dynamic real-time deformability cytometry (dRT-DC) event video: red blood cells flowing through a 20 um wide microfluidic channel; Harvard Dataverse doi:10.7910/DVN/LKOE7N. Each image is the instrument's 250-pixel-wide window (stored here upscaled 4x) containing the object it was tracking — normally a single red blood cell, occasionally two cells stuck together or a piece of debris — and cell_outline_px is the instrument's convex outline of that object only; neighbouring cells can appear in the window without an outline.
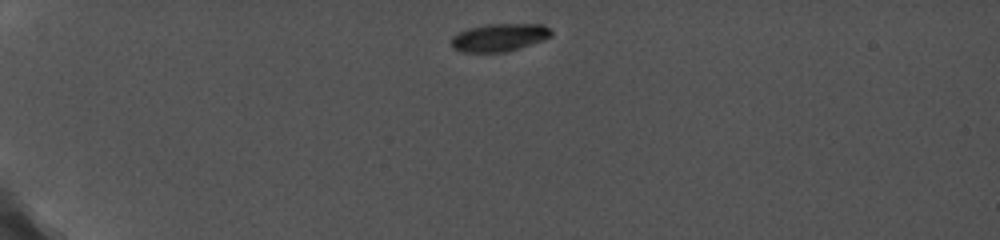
{"species": "common noctule bat (a hibernating species)", "species_latin": "Nyctalus noctula", "temperature_condition": "cold", "stored_images_in_passage": 12, "camera_frame_rate_fps": 5000, "um_per_image_px": 0.085, "animal": {"sex": "female", "body_mass_g": 19.0, "forearm_length_mm": 56.7}, "frame": {"image": 1, "passage_image": 1, "time_ms": 0.0, "image_size_px": [1000, 240], "cell_outline_px": [[552, 36], [544, 40], [504, 52], [460, 52], [452, 48], [452, 36], [468, 28], [488, 24], [544, 24], [552, 32]], "centroid_in_image_um": [42.44, 3.18], "position_along_channel_um": 42.6, "area_um2": 16.13}}
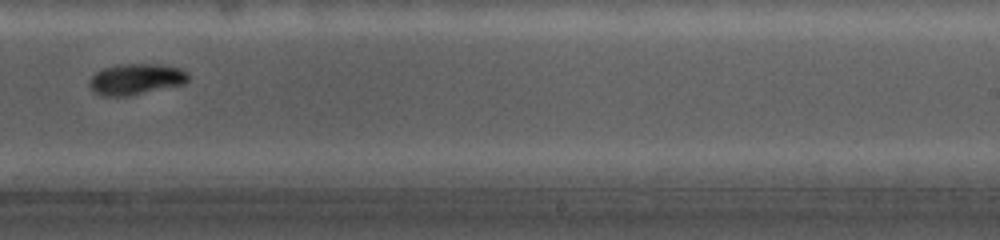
{"frame": {"image": 2, "passage_image": 10, "time_ms": 7.8, "image_size_px": [1000, 240], "cell_outline_px": [[188, 80], [184, 84], [128, 96], [100, 96], [92, 92], [88, 84], [88, 80], [96, 72], [104, 68], [120, 64], [160, 64], [180, 68], [188, 72]], "centroid_in_image_um": [11.52, 6.73], "position_along_channel_um": 277.5, "area_um2": 18.03}}
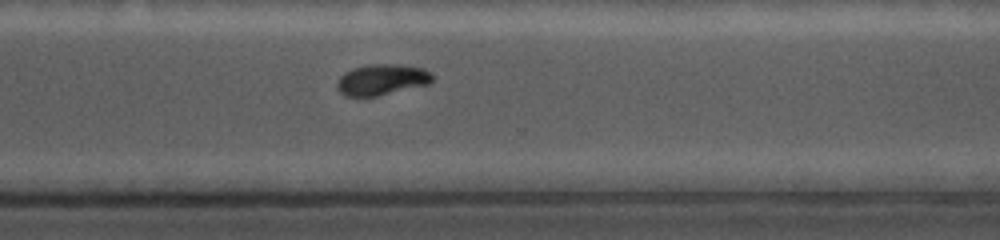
{"frame": {"image": 3, "passage_image": 12, "time_ms": 9.4, "image_size_px": [1000, 240], "cell_outline_px": [[432, 80], [428, 84], [376, 96], [344, 96], [336, 88], [336, 84], [340, 76], [344, 72], [352, 68], [368, 64], [400, 64], [424, 68], [432, 76]], "centroid_in_image_um": [32.4, 6.76], "position_along_channel_um": 338.2, "area_um2": 17.17}}